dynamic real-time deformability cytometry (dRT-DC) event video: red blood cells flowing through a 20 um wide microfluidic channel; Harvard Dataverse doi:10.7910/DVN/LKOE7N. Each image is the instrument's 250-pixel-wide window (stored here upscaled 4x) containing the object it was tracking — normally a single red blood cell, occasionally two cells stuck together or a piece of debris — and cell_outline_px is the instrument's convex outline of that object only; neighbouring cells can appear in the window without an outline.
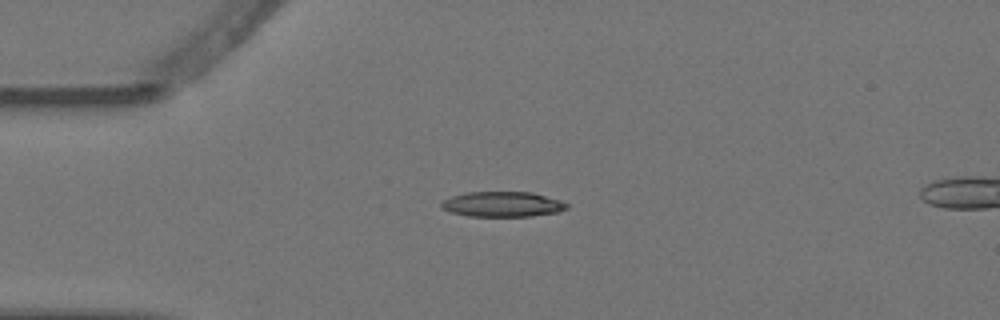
{"species": "Egyptian fruit bat (a non-hibernating species)", "species_latin": "Rousettus aegyptiacus", "temperature_condition": "warm", "stored_images_in_passage": 2, "camera_frame_rate_fps": 3000, "um_per_image_px": 0.085, "animal": {"sex": "female"}, "frame": {"image": 1, "passage_image": 1, "time_ms": 0.0, "image_size_px": [1000, 320], "cell_outline_px": [[568, 208], [560, 212], [532, 216], [468, 216], [452, 212], [440, 208], [440, 200], [464, 192], [532, 192], [560, 200], [568, 204]], "centroid_in_image_um": [42.69, 17.36], "position_along_channel_um": 42.3, "area_um2": 18.61}}